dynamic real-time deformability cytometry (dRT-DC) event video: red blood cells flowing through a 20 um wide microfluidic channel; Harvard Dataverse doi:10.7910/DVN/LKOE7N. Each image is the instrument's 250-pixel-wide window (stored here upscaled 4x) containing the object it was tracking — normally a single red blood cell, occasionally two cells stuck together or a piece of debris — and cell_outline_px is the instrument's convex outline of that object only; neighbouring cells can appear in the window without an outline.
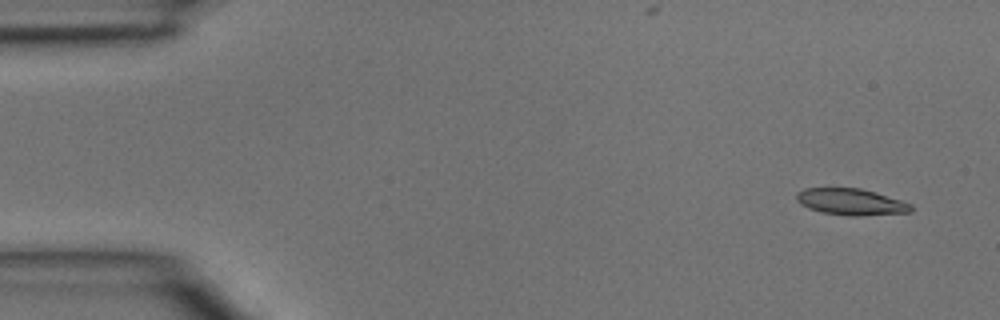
{"species": "common noctule bat (a hibernating species)", "species_latin": "Nyctalus noctula", "temperature_condition": "room temperature", "stored_images_in_passage": 4, "camera_frame_rate_fps": 3000, "um_per_image_px": 0.085, "animal": {"sex": "male", "body_mass_g": 15.6}, "frame": {"image": 1, "passage_image": 1, "time_ms": 0.0, "image_size_px": [1000, 320], "cell_outline_px": [[912, 212], [860, 216], [852, 216], [820, 212], [808, 208], [800, 204], [796, 200], [796, 192], [804, 188], [860, 188], [876, 192], [912, 204]], "centroid_in_image_um": [72.31, 17.16], "position_along_channel_um": 12.7, "area_um2": 17.8}}
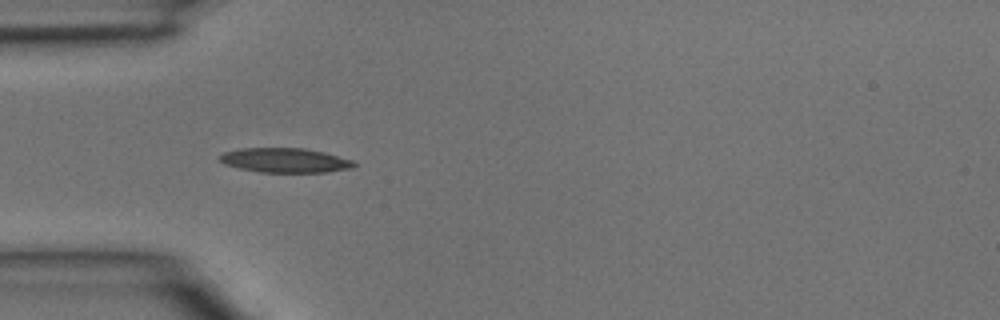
{"frame": {"image": 2, "passage_image": 4, "time_ms": 1.0, "image_size_px": [1000, 320], "cell_outline_px": [[356, 164], [352, 168], [328, 172], [260, 172], [240, 168], [224, 164], [220, 160], [220, 156], [224, 152], [240, 148], [304, 148], [324, 152], [352, 160]], "centroid_in_image_um": [24.23, 13.62], "position_along_channel_um": 60.8, "area_um2": 19.07}}